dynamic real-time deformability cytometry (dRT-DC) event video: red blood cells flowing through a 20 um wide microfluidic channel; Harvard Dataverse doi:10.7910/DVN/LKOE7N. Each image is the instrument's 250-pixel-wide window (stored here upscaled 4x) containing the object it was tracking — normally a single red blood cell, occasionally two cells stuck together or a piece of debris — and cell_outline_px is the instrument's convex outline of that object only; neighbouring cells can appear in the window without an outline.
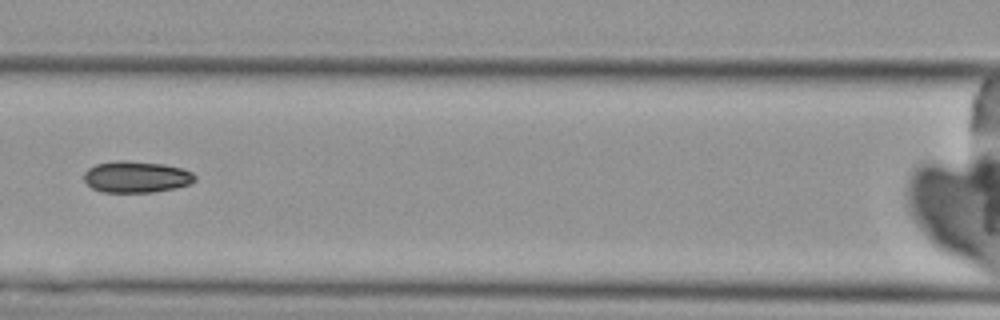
{"species": "Egyptian fruit bat (a non-hibernating species)", "species_latin": "Rousettus aegyptiacus", "temperature_condition": "cold", "stored_images_in_passage": 7, "camera_frame_rate_fps": 3000, "um_per_image_px": 0.085, "animal": {"sex": "female"}, "frame": {"image": 1, "passage_image": 5, "time_ms": 5.667, "image_size_px": [1000, 320], "cell_outline_px": [[196, 180], [188, 184], [176, 188], [152, 192], [104, 192], [92, 188], [84, 180], [84, 172], [88, 168], [96, 164], [120, 160], [128, 160], [164, 164], [184, 168], [192, 172], [196, 176]], "centroid_in_image_um": [11.6, 15.02], "position_along_channel_um": 155.0, "area_um2": 20.46}}
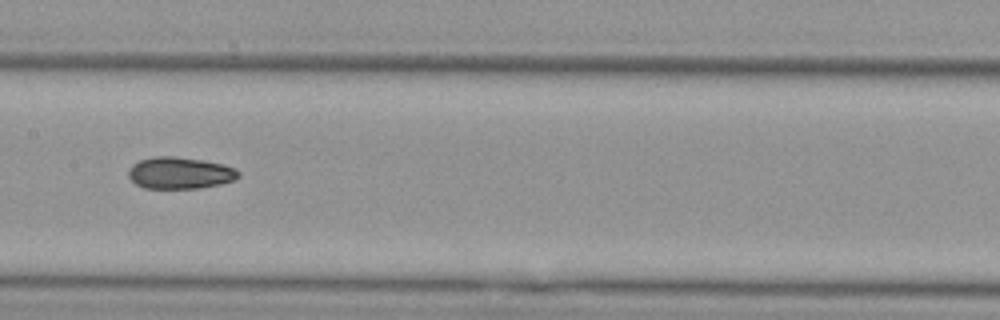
{"frame": {"image": 2, "passage_image": 6, "time_ms": 6.667, "image_size_px": [1000, 320], "cell_outline_px": [[240, 176], [236, 180], [220, 184], [200, 188], [144, 188], [136, 184], [128, 176], [128, 168], [132, 164], [140, 160], [152, 156], [176, 156], [204, 160], [224, 164], [236, 168], [240, 172]], "centroid_in_image_um": [15.31, 14.69], "position_along_channel_um": 192.1, "area_um2": 20.69}}
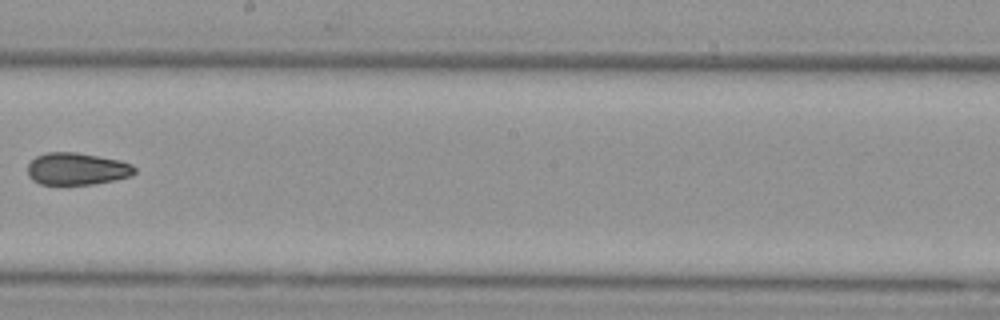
{"frame": {"image": 3, "passage_image": 7, "time_ms": 8.0, "image_size_px": [1000, 320], "cell_outline_px": [[136, 172], [132, 176], [92, 184], [40, 184], [32, 180], [28, 176], [28, 164], [36, 156], [44, 152], [76, 152], [120, 160], [132, 164], [136, 168]], "centroid_in_image_um": [6.53, 14.34], "position_along_channel_um": 241.7, "area_um2": 20.11}}